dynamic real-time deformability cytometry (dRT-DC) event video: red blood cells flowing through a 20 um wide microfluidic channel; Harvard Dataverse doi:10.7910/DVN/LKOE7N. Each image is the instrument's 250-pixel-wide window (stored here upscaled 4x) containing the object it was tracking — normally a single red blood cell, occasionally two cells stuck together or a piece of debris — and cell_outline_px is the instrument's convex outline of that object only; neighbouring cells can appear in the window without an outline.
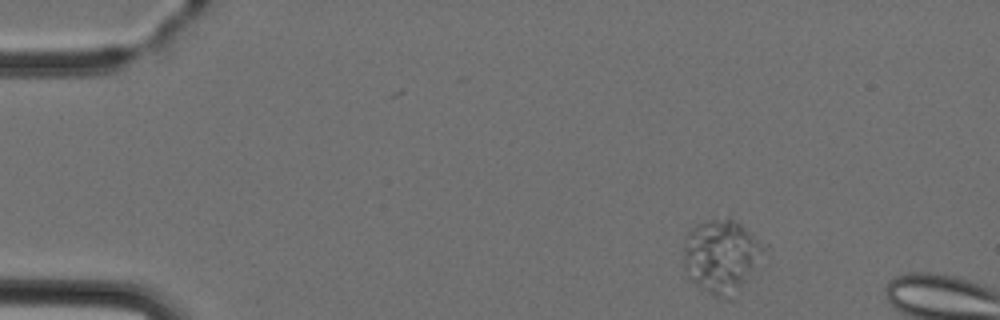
{"species": "Egyptian fruit bat (a non-hibernating species)", "species_latin": "Rousettus aegyptiacus", "temperature_condition": "cold", "stored_images_in_passage": 3, "camera_frame_rate_fps": 3000, "um_per_image_px": 0.085, "animal": {"sex": "female"}, "frame": {"image": 1, "passage_image": 1, "time_ms": 0.0, "image_size_px": [1000, 320], "cell_outline_px": [[772, 248], [740, 288], [728, 300], [720, 300], [708, 292], [692, 280], [688, 276], [684, 268], [684, 236], [696, 224], [708, 220], [728, 216], [740, 224], [768, 244]], "centroid_in_image_um": [61.39, 21.73], "position_along_channel_um": 23.6, "area_um2": 35.2}}